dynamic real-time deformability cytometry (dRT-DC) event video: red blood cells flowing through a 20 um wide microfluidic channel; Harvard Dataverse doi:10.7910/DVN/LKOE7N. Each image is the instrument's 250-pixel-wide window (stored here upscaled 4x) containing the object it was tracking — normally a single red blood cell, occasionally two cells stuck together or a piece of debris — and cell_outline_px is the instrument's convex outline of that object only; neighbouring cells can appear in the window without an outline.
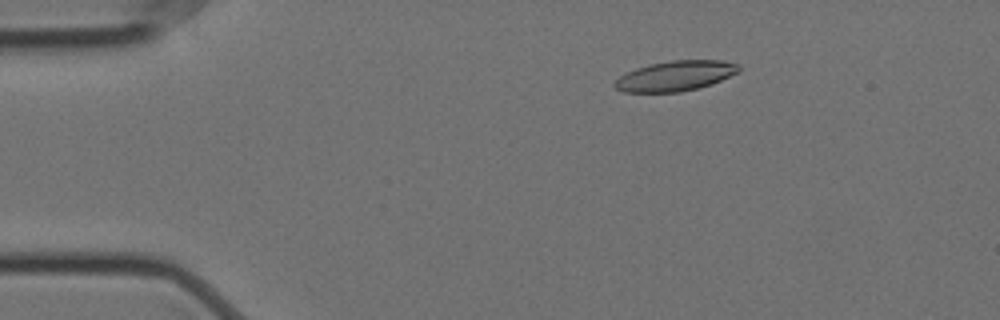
{"species": "Egyptian fruit bat (a non-hibernating species)", "species_latin": "Rousettus aegyptiacus", "temperature_condition": "cold", "stored_images_in_passage": 58, "camera_frame_rate_fps": 3000, "um_per_image_px": 0.085, "animal": {"sex": "female"}, "frame": {"image": 1, "passage_image": 10, "time_ms": 3.0, "image_size_px": [1000, 320], "cell_outline_px": [[740, 72], [712, 84], [700, 88], [680, 92], [624, 92], [616, 88], [612, 84], [620, 76], [636, 68], [648, 64], [672, 60], [720, 60], [740, 64]], "centroid_in_image_um": [57.44, 6.45], "position_along_channel_um": 27.6, "area_um2": 21.96}}
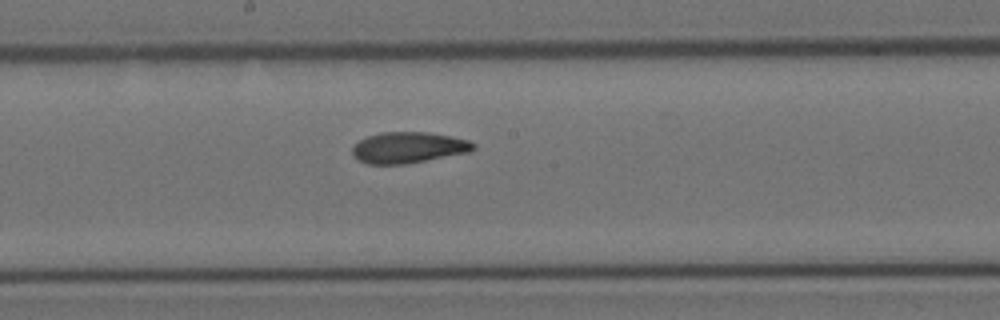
{"frame": {"image": 2, "passage_image": 31, "time_ms": 10.0, "image_size_px": [1000, 320], "cell_outline_px": [[476, 148], [468, 152], [404, 164], [368, 164], [352, 156], [352, 148], [360, 140], [368, 136], [380, 132], [428, 132], [468, 140], [476, 144]], "centroid_in_image_um": [34.69, 12.54], "position_along_channel_um": 213.5, "area_um2": 21.68}}
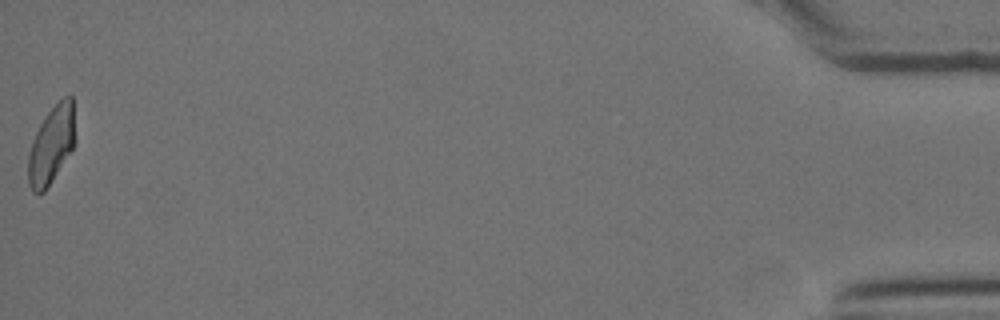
{"frame": {"image": 3, "passage_image": 58, "time_ms": 19.0, "image_size_px": [1000, 320], "cell_outline_px": [[72, 148], [44, 192], [36, 196], [32, 192], [28, 184], [28, 156], [32, 140], [40, 124], [48, 112], [64, 96], [72, 96]], "centroid_in_image_um": [4.29, 12.39], "position_along_channel_um": 430.9, "area_um2": 20.35}, "authors_computed_cell_mechanics": {"area_um2": 22.0218, "velocity_mm_per_s": 3.5036, "shape_relaxation_time_tau1_ms": 7.8241, "shape_relaxation_time_tau2_ms": 2.1254, "deformation_change_tau1": 0.1944, "deformation_change_tau2": 0.0781}}